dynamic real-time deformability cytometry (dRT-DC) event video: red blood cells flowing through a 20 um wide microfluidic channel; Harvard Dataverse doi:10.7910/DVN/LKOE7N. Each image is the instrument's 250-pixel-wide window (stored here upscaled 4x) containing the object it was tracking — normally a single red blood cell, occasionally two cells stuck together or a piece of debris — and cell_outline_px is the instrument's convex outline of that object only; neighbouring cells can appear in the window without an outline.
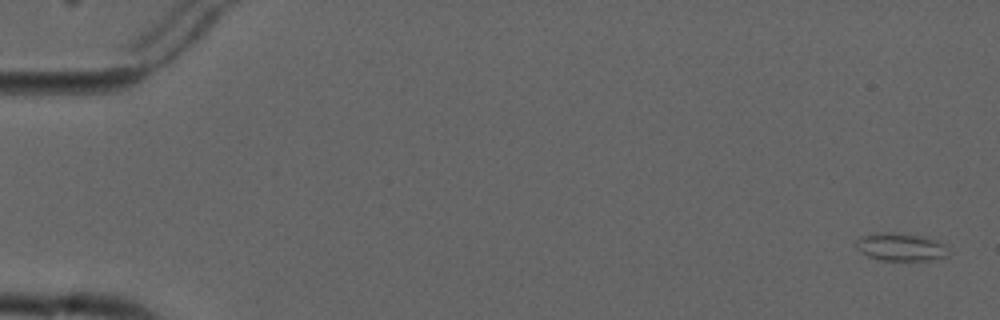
{"species": "common noctule bat (a hibernating species)", "species_latin": "Nyctalus noctula", "temperature_condition": "cold", "stored_images_in_passage": 11, "camera_frame_rate_fps": 3000, "um_per_image_px": 0.085, "animal": {"sex": "male", "forearm_length_mm": 52.5}, "frame": {"image": 1, "passage_image": 1, "time_ms": 0.0, "image_size_px": [1000, 320], "cell_outline_px": [[948, 256], [936, 260], [880, 260], [868, 256], [856, 248], [856, 240], [860, 236], [876, 232], [896, 232], [924, 236], [936, 240], [944, 244]], "centroid_in_image_um": [76.54, 20.98], "position_along_channel_um": 8.5, "area_um2": 15.14}}
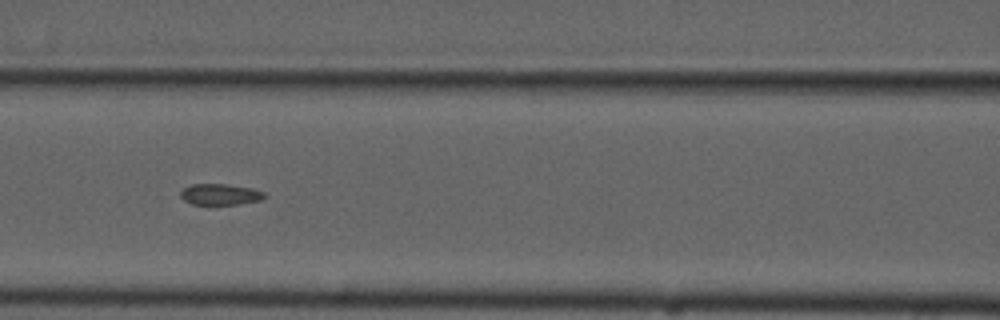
{"frame": {"image": 2, "passage_image": 7, "time_ms": 7.667, "image_size_px": [1000, 320], "cell_outline_px": [[268, 196], [260, 200], [236, 204], [192, 204], [184, 200], [180, 196], [180, 192], [184, 188], [192, 184], [224, 184], [252, 188], [264, 192]], "centroid_in_image_um": [18.72, 16.52], "position_along_channel_um": 147.9, "area_um2": 10.23}}
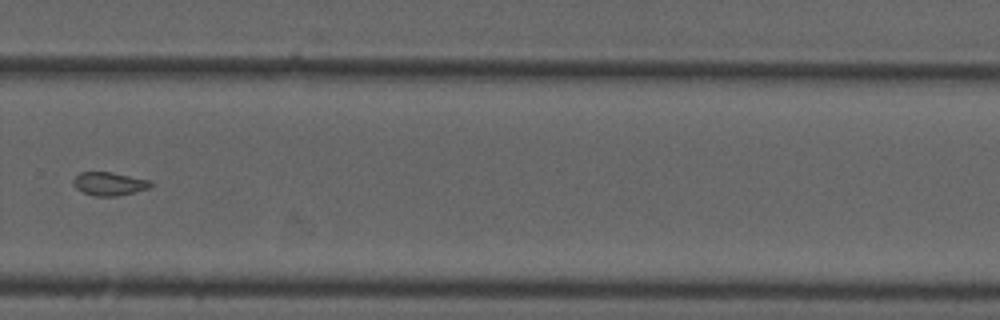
{"frame": {"image": 3, "passage_image": 11, "time_ms": 12.333, "image_size_px": [1000, 320], "cell_outline_px": [[152, 184], [148, 188], [116, 196], [92, 196], [76, 188], [72, 184], [72, 180], [80, 172], [112, 172], [152, 180]], "centroid_in_image_um": [9.27, 15.61], "position_along_channel_um": 320.5, "area_um2": 10.52}}